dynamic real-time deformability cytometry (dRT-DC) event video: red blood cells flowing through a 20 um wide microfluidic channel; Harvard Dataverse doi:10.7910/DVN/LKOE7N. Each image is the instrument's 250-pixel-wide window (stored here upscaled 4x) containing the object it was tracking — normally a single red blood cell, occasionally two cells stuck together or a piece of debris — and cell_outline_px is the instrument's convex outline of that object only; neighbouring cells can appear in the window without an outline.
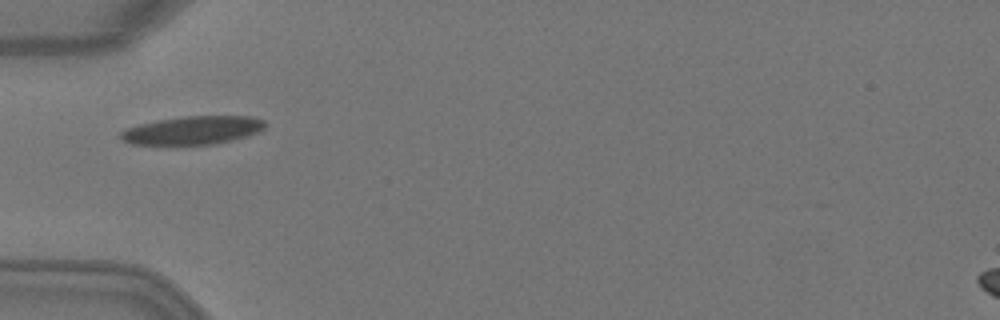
{"species": "Egyptian fruit bat (a non-hibernating species)", "species_latin": "Rousettus aegyptiacus", "temperature_condition": "warm", "stored_images_in_passage": 2, "camera_frame_rate_fps": 3000, "um_per_image_px": 0.085, "animal": {"sex": "female"}, "frame": {"image": 1, "passage_image": 2, "time_ms": 0.333, "image_size_px": [1000, 320], "cell_outline_px": [[268, 124], [264, 128], [256, 132], [232, 140], [216, 144], [132, 144], [124, 140], [120, 136], [120, 132], [128, 128], [140, 124], [156, 120], [184, 116], [252, 116], [264, 120]], "centroid_in_image_um": [16.41, 11.06], "position_along_channel_um": 68.6, "area_um2": 23.58}}